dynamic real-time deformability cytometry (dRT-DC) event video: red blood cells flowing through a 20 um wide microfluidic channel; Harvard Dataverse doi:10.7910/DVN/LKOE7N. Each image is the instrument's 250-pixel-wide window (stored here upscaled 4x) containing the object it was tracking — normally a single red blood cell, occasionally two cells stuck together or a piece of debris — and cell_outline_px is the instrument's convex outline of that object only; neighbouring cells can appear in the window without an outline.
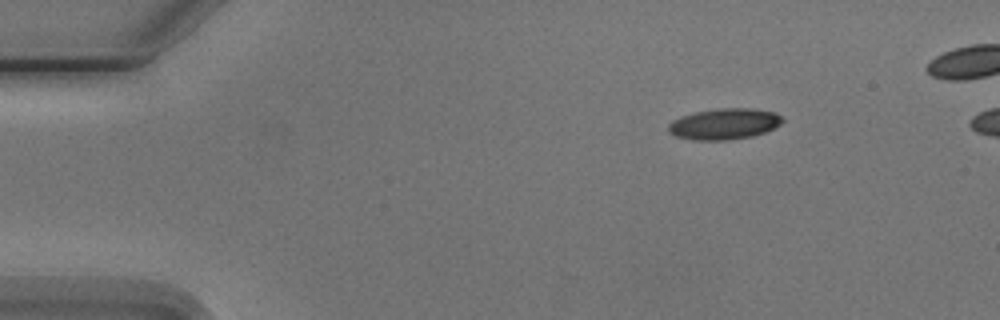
{"species": "Egyptian fruit bat (a non-hibernating species)", "species_latin": "Rousettus aegyptiacus", "temperature_condition": "cold", "stored_images_in_passage": 6, "camera_frame_rate_fps": 3000, "um_per_image_px": 0.085, "animal": {"sex": "male"}, "frame": {"image": 1, "passage_image": 1, "time_ms": 0.0, "image_size_px": [1000, 320], "cell_outline_px": [[784, 120], [780, 124], [764, 132], [752, 136], [728, 140], [692, 140], [676, 136], [668, 132], [668, 124], [672, 120], [680, 116], [696, 112], [720, 108], [752, 108], [772, 112], [780, 116]], "centroid_in_image_um": [61.52, 10.54], "position_along_channel_um": 23.5, "area_um2": 20.52}}
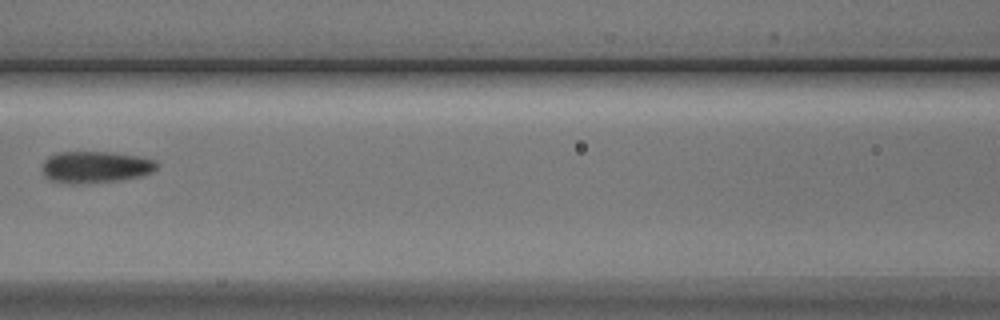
{"frame": {"image": 2, "passage_image": 5, "time_ms": 5.667, "image_size_px": [1000, 320], "cell_outline_px": [[160, 164], [152, 172], [140, 176], [116, 180], [52, 180], [44, 176], [44, 160], [48, 156], [56, 152], [112, 152], [140, 156], [156, 160]], "centroid_in_image_um": [8.21, 14.12], "position_along_channel_um": 158.4, "area_um2": 20.11}}
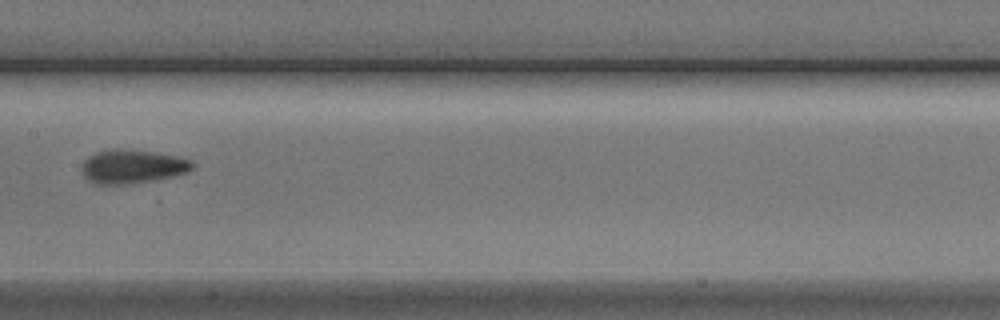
{"frame": {"image": 3, "passage_image": 6, "time_ms": 6.667, "image_size_px": [1000, 320], "cell_outline_px": [[196, 164], [188, 172], [172, 176], [152, 180], [128, 184], [96, 184], [88, 180], [84, 176], [80, 168], [80, 164], [88, 156], [96, 152], [112, 148], [116, 148], [152, 152], [176, 156], [192, 160]], "centroid_in_image_um": [11.21, 14.15], "position_along_channel_um": 196.2, "area_um2": 21.85}}